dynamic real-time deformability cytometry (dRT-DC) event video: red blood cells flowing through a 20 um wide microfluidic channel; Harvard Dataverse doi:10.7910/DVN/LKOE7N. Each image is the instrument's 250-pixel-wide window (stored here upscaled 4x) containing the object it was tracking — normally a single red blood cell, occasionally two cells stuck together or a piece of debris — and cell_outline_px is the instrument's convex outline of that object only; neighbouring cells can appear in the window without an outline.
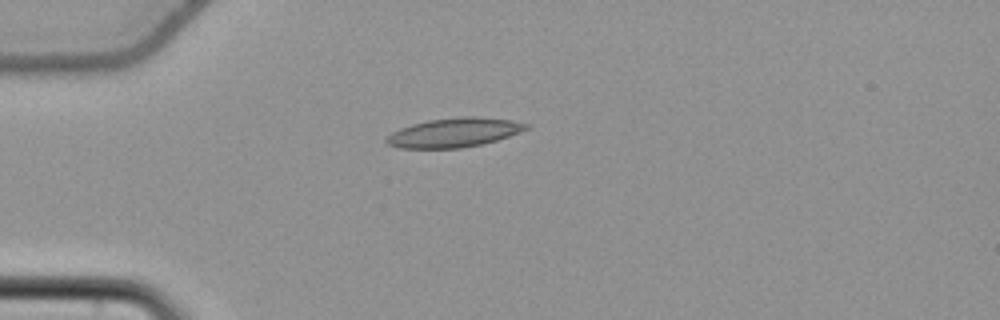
{"species": "common noctule bat (a hibernating species)", "species_latin": "Nyctalus noctula", "temperature_condition": "cold", "stored_images_in_passage": 41, "camera_frame_rate_fps": 3000, "um_per_image_px": 0.085, "animal": {"sex": "female", "body_mass_g": 22.7, "forearm_length_mm": 54.2}, "frame": {"image": 1, "passage_image": 1, "time_ms": 0.0, "image_size_px": [1000, 320], "cell_outline_px": [[532, 124], [528, 128], [508, 136], [496, 140], [480, 144], [460, 148], [400, 148], [388, 144], [384, 140], [392, 132], [400, 128], [412, 124], [428, 120], [464, 116], [476, 116], [512, 120]], "centroid_in_image_um": [38.6, 11.26], "position_along_channel_um": 46.4, "area_um2": 23.64}}
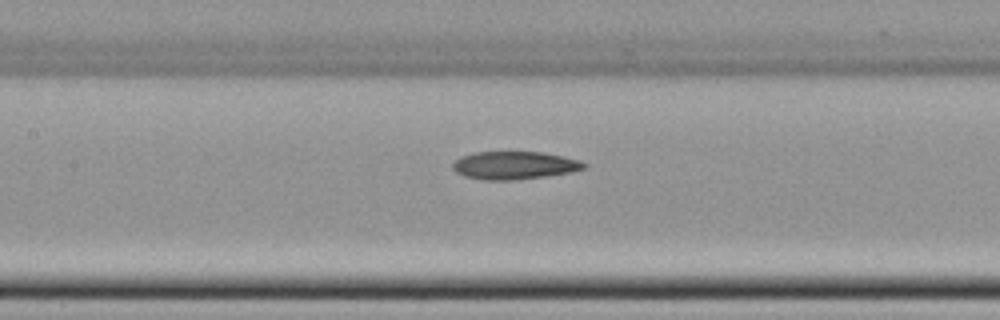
{"frame": {"image": 2, "passage_image": 12, "time_ms": 3.667, "image_size_px": [1000, 320], "cell_outline_px": [[588, 168], [572, 172], [516, 180], [480, 180], [464, 176], [456, 172], [452, 168], [452, 164], [460, 156], [476, 152], [540, 152], [564, 156], [580, 160], [588, 164]], "centroid_in_image_um": [43.74, 14.06], "position_along_channel_um": 163.7, "area_um2": 21.56}}
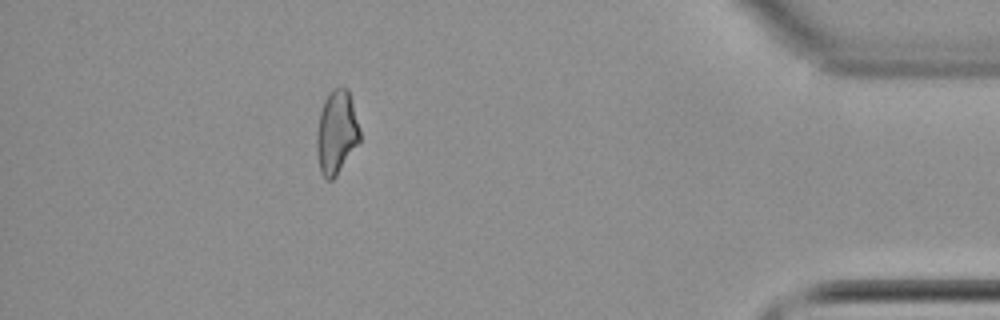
{"frame": {"image": 3, "passage_image": 35, "time_ms": 11.333, "image_size_px": [1000, 320], "cell_outline_px": [[360, 144], [336, 176], [332, 180], [324, 180], [320, 172], [316, 152], [316, 132], [320, 112], [324, 100], [328, 92], [332, 88], [340, 84], [348, 88], [360, 132]], "centroid_in_image_um": [28.59, 11.25], "position_along_channel_um": 406.6, "area_um2": 21.62}}